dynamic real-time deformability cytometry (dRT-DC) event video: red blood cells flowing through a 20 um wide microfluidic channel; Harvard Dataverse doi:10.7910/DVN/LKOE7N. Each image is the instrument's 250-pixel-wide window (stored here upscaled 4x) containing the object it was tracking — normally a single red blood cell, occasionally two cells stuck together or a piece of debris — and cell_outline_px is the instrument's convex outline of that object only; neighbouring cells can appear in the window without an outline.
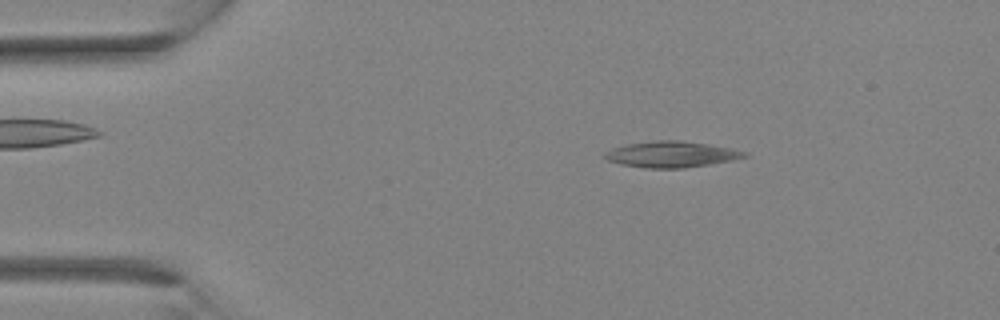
{"species": "Egyptian fruit bat (a non-hibernating species)", "species_latin": "Rousettus aegyptiacus", "temperature_condition": "room temperature", "stored_images_in_passage": 3, "camera_frame_rate_fps": 3000, "um_per_image_px": 0.085, "animal": {"sex": "female"}, "frame": {"image": 1, "passage_image": 1, "time_ms": 0.0, "image_size_px": [1000, 320], "cell_outline_px": [[748, 156], [732, 160], [684, 168], [644, 168], [620, 164], [608, 160], [604, 156], [604, 152], [612, 148], [624, 144], [652, 140], [680, 140], [728, 148], [748, 152]], "centroid_in_image_um": [57.0, 13.11], "position_along_channel_um": 28.0, "area_um2": 21.1}}